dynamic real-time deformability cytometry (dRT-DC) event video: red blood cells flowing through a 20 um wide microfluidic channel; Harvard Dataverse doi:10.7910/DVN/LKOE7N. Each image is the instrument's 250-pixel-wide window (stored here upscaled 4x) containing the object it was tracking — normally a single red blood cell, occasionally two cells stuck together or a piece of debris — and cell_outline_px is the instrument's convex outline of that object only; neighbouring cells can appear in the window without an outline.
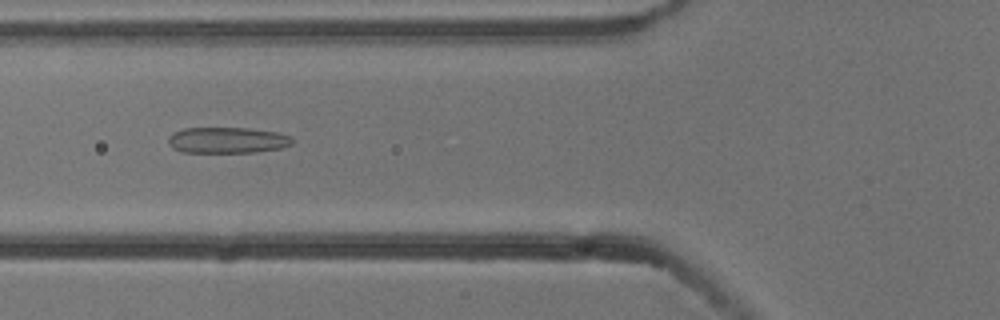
{"species": "common noctule bat (a hibernating species)", "species_latin": "Nyctalus noctula", "temperature_condition": "cold", "stored_images_in_passage": 7, "camera_frame_rate_fps": 3000, "um_per_image_px": 0.085, "animal": {"sex": "male", "body_mass_g": 13.3}, "frame": {"image": 1, "passage_image": 5, "time_ms": 1.333, "image_size_px": [1000, 320], "cell_outline_px": [[292, 144], [280, 148], [256, 152], [184, 152], [172, 148], [168, 140], [168, 136], [172, 132], [184, 128], [248, 128], [276, 132], [292, 136]], "centroid_in_image_um": [19.31, 11.91], "position_along_channel_um": 106.5, "area_um2": 18.79}}
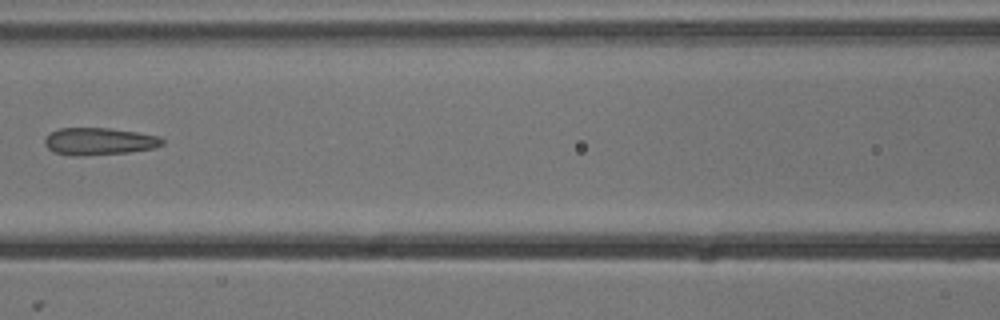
{"frame": {"image": 2, "passage_image": 6, "time_ms": 1.667, "image_size_px": [1000, 320], "cell_outline_px": [[164, 144], [156, 148], [128, 152], [80, 156], [72, 156], [56, 152], [48, 148], [44, 144], [44, 140], [52, 132], [60, 128], [108, 128], [136, 132], [160, 136], [164, 140]], "centroid_in_image_um": [8.46, 12.02], "position_along_channel_um": 158.1, "area_um2": 18.61}}
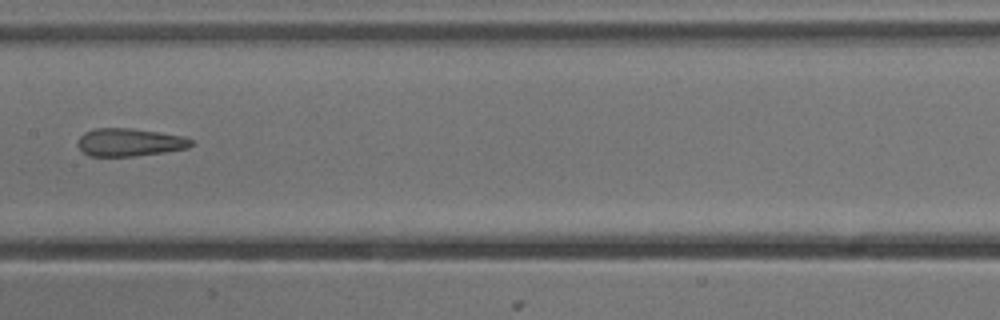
{"frame": {"image": 3, "passage_image": 7, "time_ms": 2.0, "image_size_px": [1000, 320], "cell_outline_px": [[192, 144], [188, 148], [164, 152], [132, 156], [88, 156], [76, 144], [80, 136], [84, 132], [96, 128], [132, 128], [184, 136], [192, 140]], "centroid_in_image_um": [10.99, 12.09], "position_along_channel_um": 196.4, "area_um2": 18.38}}